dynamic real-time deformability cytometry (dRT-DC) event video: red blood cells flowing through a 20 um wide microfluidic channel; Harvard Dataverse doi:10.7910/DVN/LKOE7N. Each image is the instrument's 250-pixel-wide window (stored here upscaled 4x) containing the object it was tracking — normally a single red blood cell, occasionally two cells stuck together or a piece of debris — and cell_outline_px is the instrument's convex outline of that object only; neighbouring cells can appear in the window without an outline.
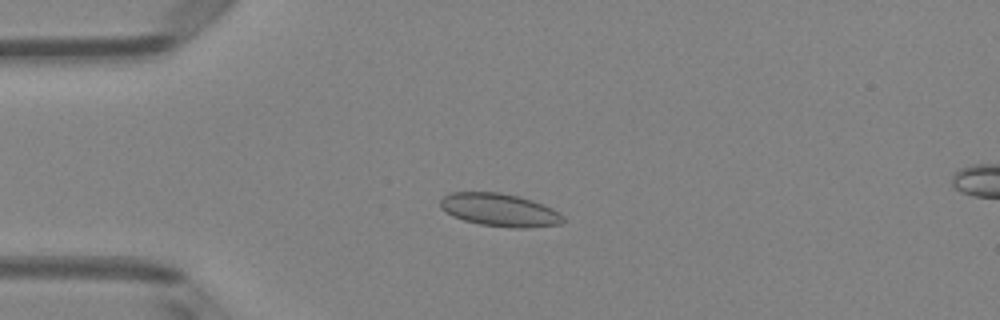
{"species": "Egyptian fruit bat (a non-hibernating species)", "species_latin": "Rousettus aegyptiacus", "temperature_condition": "room temperature", "stored_images_in_passage": 51, "camera_frame_rate_fps": 3000, "um_per_image_px": 0.085, "animal": {"sex": "female"}, "frame": {"image": 1, "passage_image": 13, "time_ms": 4.0, "image_size_px": [1000, 320], "cell_outline_px": [[564, 220], [560, 224], [524, 228], [512, 228], [480, 224], [464, 220], [452, 216], [440, 208], [440, 200], [444, 196], [452, 192], [500, 192], [520, 196], [544, 204], [560, 212], [564, 216]], "centroid_in_image_um": [42.48, 17.84], "position_along_channel_um": 42.5, "area_um2": 23.7}}
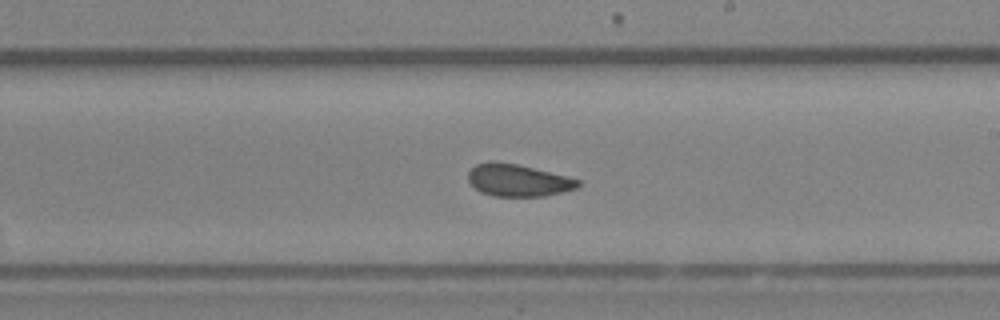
{"frame": {"image": 2, "passage_image": 30, "time_ms": 9.667, "image_size_px": [1000, 320], "cell_outline_px": [[580, 184], [576, 188], [564, 192], [544, 196], [492, 196], [480, 192], [468, 180], [468, 172], [476, 164], [516, 164], [568, 176], [580, 180]], "centroid_in_image_um": [44.09, 15.36], "position_along_channel_um": 244.9, "area_um2": 20.06}}
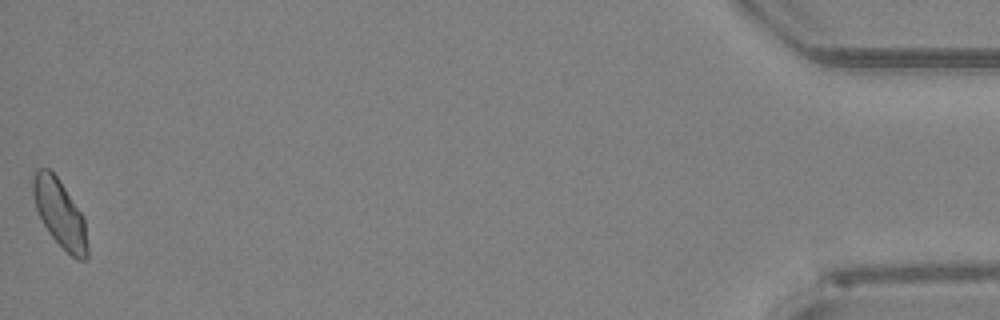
{"frame": {"image": 3, "passage_image": 51, "time_ms": 16.667, "image_size_px": [1000, 320], "cell_outline_px": [[88, 256], [84, 260], [76, 260], [48, 232], [36, 208], [32, 192], [32, 176], [36, 168], [48, 168], [56, 176], [84, 216], [88, 248]], "centroid_in_image_um": [5.09, 18.13], "position_along_channel_um": 430.1, "area_um2": 21.27}, "authors_computed_cell_mechanics": {"area_um2": 21.675, "velocity_mm_per_s": 3.998, "shape_relaxation_time_tau1_ms": null, "shape_relaxation_time_tau2_ms": 1.1961, "deformation_change_tau1": null, "deformation_change_tau2": 0.0545}}